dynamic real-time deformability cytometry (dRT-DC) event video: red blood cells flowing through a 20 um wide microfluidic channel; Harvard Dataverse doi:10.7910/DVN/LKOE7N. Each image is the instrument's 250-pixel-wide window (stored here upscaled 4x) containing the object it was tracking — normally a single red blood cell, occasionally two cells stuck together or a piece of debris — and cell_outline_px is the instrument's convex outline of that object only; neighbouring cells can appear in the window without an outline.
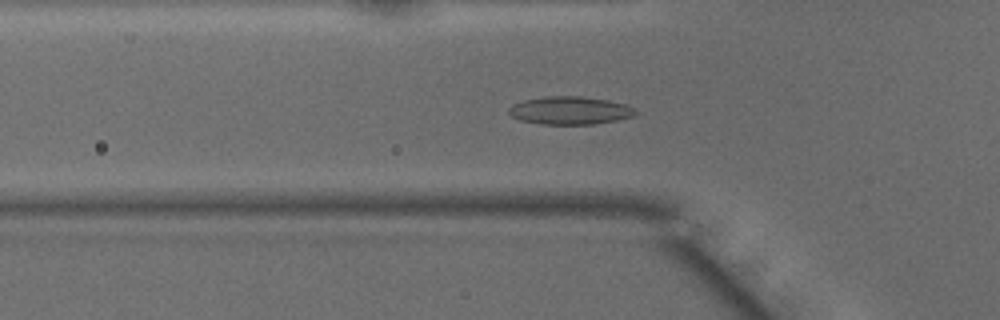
{"species": "common noctule bat (a hibernating species)", "species_latin": "Nyctalus noctula", "temperature_condition": "warm", "stored_images_in_passage": 48, "camera_frame_rate_fps": 3000, "um_per_image_px": 0.085, "animal": {"sex": "male", "body_mass_g": 15.6}, "frame": {"image": 1, "passage_image": 15, "time_ms": 4.667, "image_size_px": [1000, 320], "cell_outline_px": [[636, 112], [632, 116], [616, 120], [592, 124], [540, 124], [520, 120], [512, 116], [508, 112], [508, 108], [512, 104], [524, 100], [544, 96], [580, 96], [608, 100], [628, 104], [636, 108]], "centroid_in_image_um": [48.44, 9.38], "position_along_channel_um": 77.4, "area_um2": 20.69}}
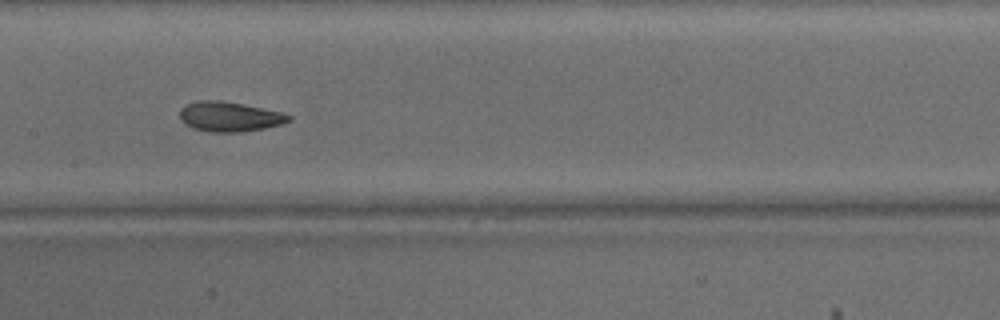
{"frame": {"image": 2, "passage_image": 23, "time_ms": 7.333, "image_size_px": [1000, 320], "cell_outline_px": [[292, 120], [284, 124], [264, 128], [240, 132], [212, 132], [192, 128], [184, 124], [180, 116], [180, 108], [188, 104], [200, 100], [220, 100], [244, 104], [280, 112], [292, 116]], "centroid_in_image_um": [19.52, 9.92], "position_along_channel_um": 187.9, "area_um2": 18.96}}
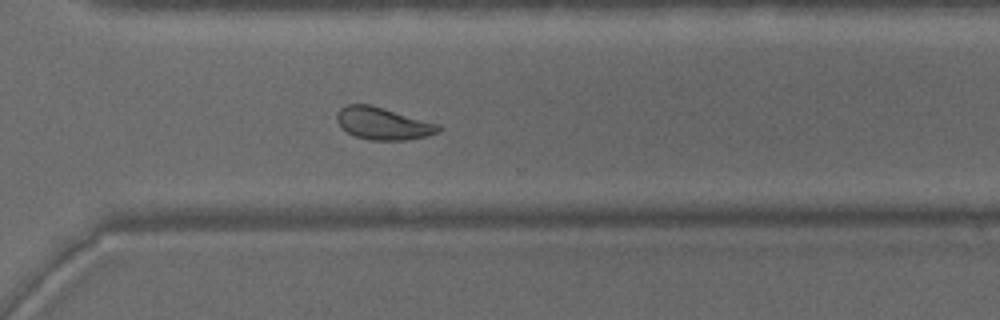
{"frame": {"image": 3, "passage_image": 34, "time_ms": 11.0, "image_size_px": [1000, 320], "cell_outline_px": [[444, 128], [440, 132], [428, 136], [404, 140], [372, 140], [356, 136], [348, 132], [336, 120], [336, 112], [340, 108], [348, 104], [372, 104], [440, 124]], "centroid_in_image_um": [32.61, 10.48], "position_along_channel_um": 338.0, "area_um2": 19.31}, "authors_computed_cell_mechanics": {"area_um2": 19.8543, "velocity_mm_per_s": 4.1038, "shape_relaxation_time_tau1_ms": 3.0977, "shape_relaxation_time_tau2_ms": 0.9789, "deformation_change_tau1": 0.1228, "deformation_change_tau2": 0.0658}}